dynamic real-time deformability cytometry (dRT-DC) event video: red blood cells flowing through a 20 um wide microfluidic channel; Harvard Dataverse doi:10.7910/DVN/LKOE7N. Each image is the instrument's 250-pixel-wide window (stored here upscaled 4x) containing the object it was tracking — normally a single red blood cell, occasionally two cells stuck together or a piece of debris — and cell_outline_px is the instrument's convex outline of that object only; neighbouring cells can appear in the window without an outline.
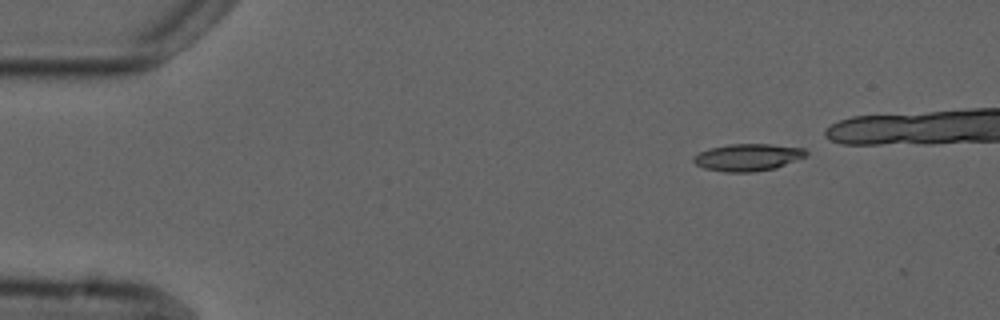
{"species": "common noctule bat (a hibernating species)", "species_latin": "Nyctalus noctula", "temperature_condition": "cold", "stored_images_in_passage": 2, "camera_frame_rate_fps": 3000, "um_per_image_px": 0.085, "animal": {"sex": "male", "forearm_length_mm": 52.5}, "frame": {"image": 1, "passage_image": 1, "time_ms": 0.0, "image_size_px": [1000, 320], "cell_outline_px": [[808, 156], [776, 168], [752, 172], [724, 172], [704, 168], [696, 164], [692, 160], [692, 156], [708, 148], [728, 144], [768, 144], [804, 148], [808, 152]], "centroid_in_image_um": [63.56, 13.37], "position_along_channel_um": 21.4, "area_um2": 17.98}}